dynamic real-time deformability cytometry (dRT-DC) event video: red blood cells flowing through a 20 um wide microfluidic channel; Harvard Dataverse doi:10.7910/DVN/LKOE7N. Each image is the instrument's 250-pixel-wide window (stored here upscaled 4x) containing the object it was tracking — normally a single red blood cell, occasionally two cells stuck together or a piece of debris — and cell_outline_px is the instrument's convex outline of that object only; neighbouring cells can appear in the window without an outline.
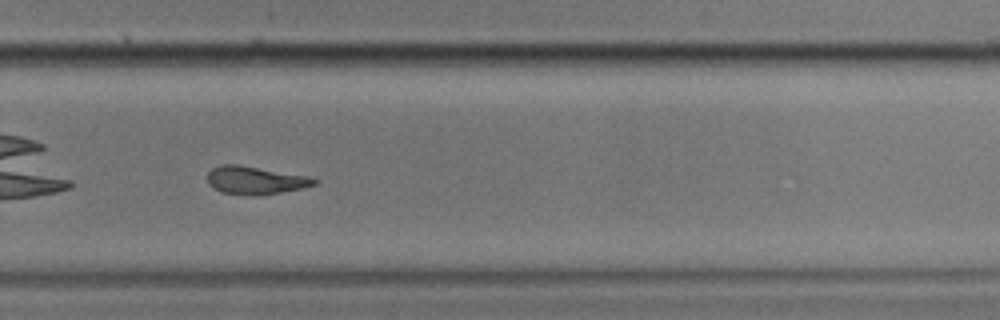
{"species": "common noctule bat (a hibernating species)", "species_latin": "Nyctalus noctula", "temperature_condition": "cold", "stored_images_in_passage": 40, "camera_frame_rate_fps": 3000, "um_per_image_px": 0.085, "animal": {"sex": "male", "body_mass_g": 17.9}, "frame": {"image": 1, "passage_image": 23, "time_ms": 7.333, "image_size_px": [1000, 320], "cell_outline_px": [[316, 184], [300, 188], [260, 196], [248, 196], [220, 192], [212, 188], [208, 184], [208, 172], [212, 168], [220, 164], [236, 164], [308, 176], [316, 180]], "centroid_in_image_um": [21.62, 15.33], "position_along_channel_um": 308.2, "area_um2": 17.4}, "authors_computed_cell_mechanics": {"area_um2": 17.9758, "velocity_mm_per_s": 3.4165, "shape_relaxation_time_tau1_ms": 9.5485, "shape_relaxation_time_tau2_ms": 4.61, "deformation_change_tau1": 0.2129, "deformation_change_tau2": 0.1379}}